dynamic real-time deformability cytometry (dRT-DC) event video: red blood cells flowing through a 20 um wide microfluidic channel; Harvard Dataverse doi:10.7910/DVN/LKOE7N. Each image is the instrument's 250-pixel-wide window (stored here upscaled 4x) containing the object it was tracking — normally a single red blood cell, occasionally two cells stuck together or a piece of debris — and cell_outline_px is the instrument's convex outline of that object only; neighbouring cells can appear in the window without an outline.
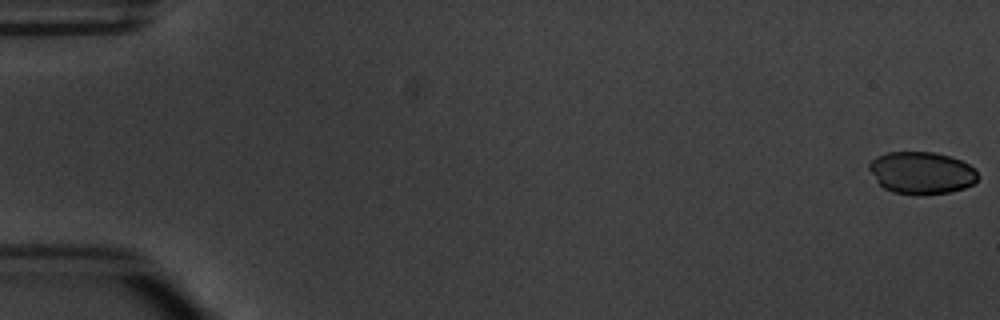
{"species": "common noctule bat (a hibernating species)", "species_latin": "Nyctalus noctula", "temperature_condition": "warm", "stored_images_in_passage": 6, "segment_of_instrument_passage": [1, 2], "camera_frame_rate_fps": 3000, "um_per_image_px": 0.085, "animal": {"sex": "male", "body_mass_g": 20.1, "forearm_length_mm": 53.5}, "frame": {"image": 1, "passage_image": 1, "time_ms": 0.0, "image_size_px": [1000, 320], "cell_outline_px": [[980, 176], [972, 184], [964, 188], [948, 192], [924, 196], [892, 192], [884, 188], [876, 180], [868, 168], [868, 164], [876, 156], [888, 152], [936, 152], [960, 160], [976, 168]], "centroid_in_image_um": [78.34, 14.7], "position_along_channel_um": 6.7, "area_um2": 26.99}}